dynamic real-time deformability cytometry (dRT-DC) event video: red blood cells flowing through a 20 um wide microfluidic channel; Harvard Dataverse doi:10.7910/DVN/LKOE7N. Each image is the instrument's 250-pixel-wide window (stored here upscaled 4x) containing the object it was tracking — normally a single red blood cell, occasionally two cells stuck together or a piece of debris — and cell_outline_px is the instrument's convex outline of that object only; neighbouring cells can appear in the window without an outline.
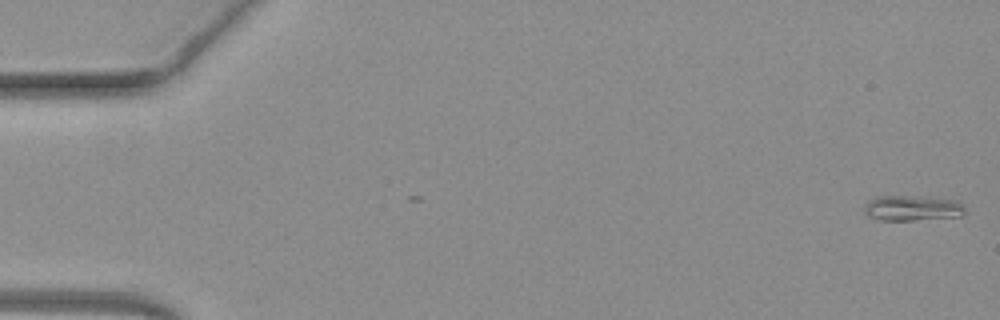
{"species": "common noctule bat (a hibernating species)", "species_latin": "Nyctalus noctula", "temperature_condition": "warm", "stored_images_in_passage": 33, "camera_frame_rate_fps": 3000, "um_per_image_px": 0.085, "animal": {"sex": "female", "body_mass_g": 19.3, "forearm_length_mm": 54.1}, "frame": {"image": 1, "passage_image": 1, "time_ms": 0.0, "image_size_px": [1000, 320], "cell_outline_px": [[964, 212], [960, 216], [912, 220], [880, 220], [868, 216], [864, 212], [864, 204], [868, 200], [876, 196], [920, 196], [960, 200], [964, 204]], "centroid_in_image_um": [77.54, 17.67], "position_along_channel_um": 7.5, "area_um2": 15.09}}